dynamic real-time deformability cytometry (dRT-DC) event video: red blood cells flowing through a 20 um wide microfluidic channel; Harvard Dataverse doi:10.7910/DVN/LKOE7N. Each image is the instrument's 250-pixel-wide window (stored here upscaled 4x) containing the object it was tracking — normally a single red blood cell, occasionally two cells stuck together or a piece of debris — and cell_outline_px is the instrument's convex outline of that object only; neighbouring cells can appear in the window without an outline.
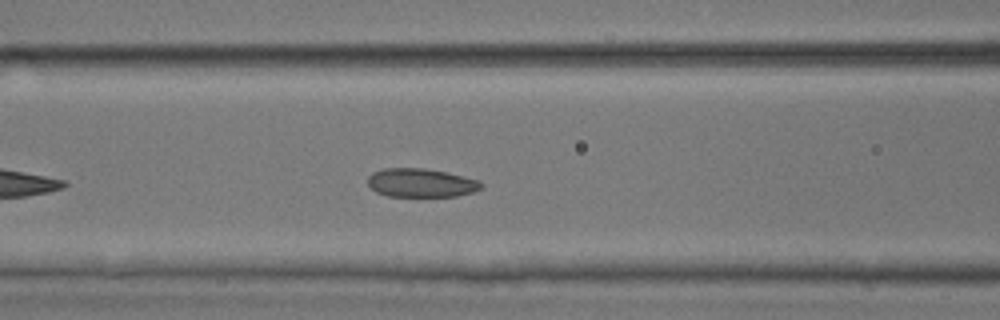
{"species": "common noctule bat (a hibernating species)", "species_latin": "Nyctalus noctula", "temperature_condition": "room temperature", "stored_images_in_passage": 37, "camera_frame_rate_fps": 3000, "um_per_image_px": 0.085, "animal": {"sex": "male", "body_mass_g": 17.9, "forearm_length_mm": 54.2}, "frame": {"image": 1, "passage_image": 9, "time_ms": 2.667, "image_size_px": [1000, 320], "cell_outline_px": [[484, 184], [480, 188], [472, 192], [456, 196], [388, 196], [376, 192], [368, 184], [368, 176], [372, 172], [384, 168], [424, 168], [448, 172], [480, 180]], "centroid_in_image_um": [35.79, 15.53], "position_along_channel_um": 130.8, "area_um2": 19.02}}
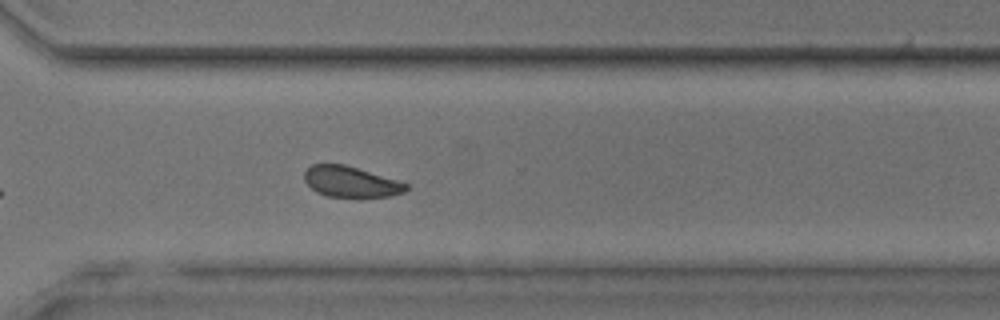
{"frame": {"image": 2, "passage_image": 24, "time_ms": 7.667, "image_size_px": [1000, 320], "cell_outline_px": [[408, 188], [404, 192], [392, 196], [328, 196], [316, 192], [304, 180], [304, 172], [312, 164], [344, 164], [396, 180], [408, 184]], "centroid_in_image_um": [29.79, 15.44], "position_along_channel_um": 340.8, "area_um2": 17.86}}
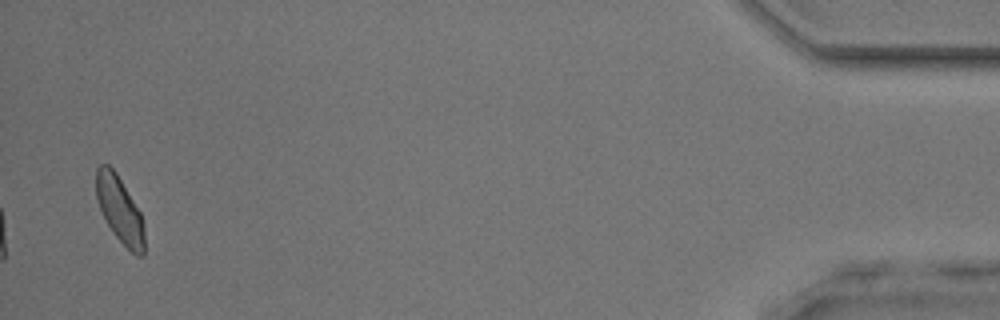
{"frame": {"image": 3, "passage_image": 36, "time_ms": 11.667, "image_size_px": [1000, 320], "cell_outline_px": [[144, 256], [136, 256], [112, 232], [100, 208], [96, 196], [96, 168], [100, 164], [108, 164], [116, 172], [140, 212], [144, 224]], "centroid_in_image_um": [10.18, 17.81], "position_along_channel_um": 425.0, "area_um2": 18.44}, "authors_computed_cell_mechanics": {"area_um2": 19.0162, "velocity_mm_per_s": 4.1923, "shape_relaxation_time_tau1_ms": null, "shape_relaxation_time_tau2_ms": 2.9265, "deformation_change_tau1": null, "deformation_change_tau2": 0.0686}}